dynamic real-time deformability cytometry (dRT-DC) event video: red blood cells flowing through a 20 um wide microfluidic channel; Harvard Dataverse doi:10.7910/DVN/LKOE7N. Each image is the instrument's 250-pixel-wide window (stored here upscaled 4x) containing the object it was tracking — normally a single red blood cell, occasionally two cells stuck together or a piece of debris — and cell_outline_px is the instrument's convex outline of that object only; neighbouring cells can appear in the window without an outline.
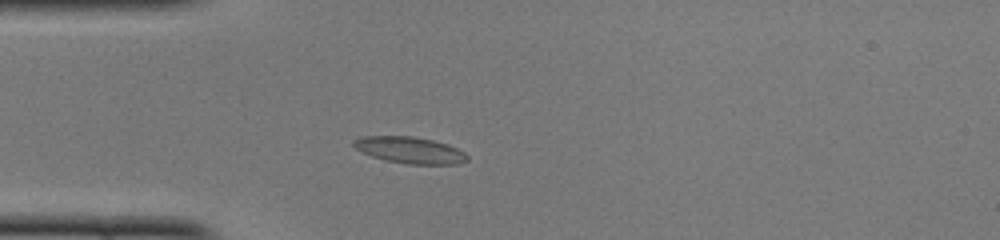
{"species": "common noctule bat (a hibernating species)", "species_latin": "Nyctalus noctula", "temperature_condition": "cold", "stored_images_in_passage": 45, "camera_frame_rate_fps": 3000, "um_per_image_px": 0.085, "animal": {"sex": "female", "body_mass_g": 22.0, "forearm_length_mm": 56.7}, "frame": {"image": 1, "passage_image": 9, "time_ms": 2.667, "image_size_px": [1000, 240], "cell_outline_px": [[468, 160], [456, 164], [408, 164], [388, 160], [372, 156], [356, 148], [352, 144], [352, 140], [364, 136], [412, 136], [432, 140], [448, 144], [464, 152], [468, 156]], "centroid_in_image_um": [34.85, 12.75], "position_along_channel_um": 50.2, "area_um2": 17.34}}
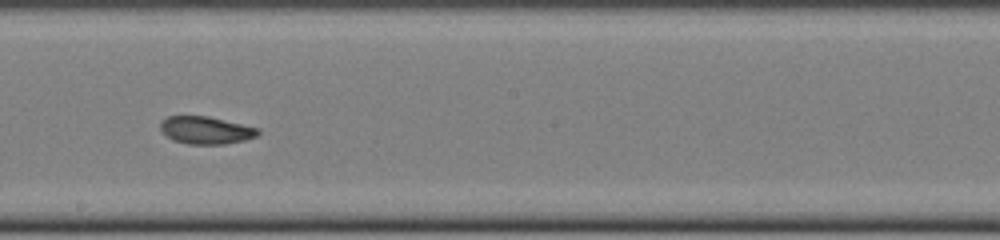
{"frame": {"image": 2, "passage_image": 23, "time_ms": 7.333, "image_size_px": [1000, 240], "cell_outline_px": [[260, 132], [256, 136], [244, 140], [224, 144], [188, 144], [172, 140], [160, 128], [160, 120], [168, 116], [208, 116], [260, 128]], "centroid_in_image_um": [17.5, 11.06], "position_along_channel_um": 230.7, "area_um2": 15.66}}
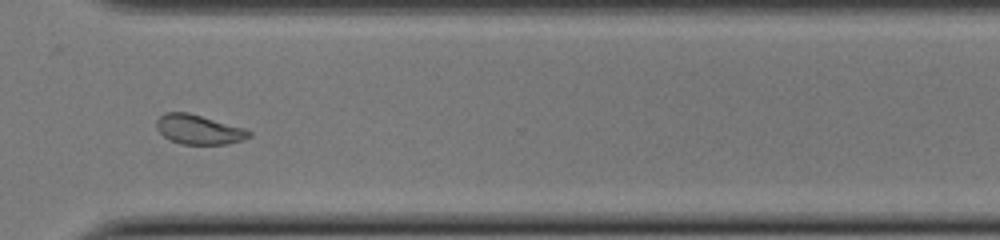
{"frame": {"image": 3, "passage_image": 32, "time_ms": 10.333, "image_size_px": [1000, 240], "cell_outline_px": [[252, 136], [244, 140], [228, 144], [180, 144], [164, 136], [156, 128], [156, 120], [164, 112], [188, 112], [244, 128], [252, 132]], "centroid_in_image_um": [16.91, 11.01], "position_along_channel_um": 353.7, "area_um2": 15.95}, "authors_computed_cell_mechanics": {"area_um2": 16.6464, "velocity_mm_per_s": 4.0776, "shape_relaxation_time_tau1_ms": 3.5612, "shape_relaxation_time_tau2_ms": 2.2995, "deformation_change_tau1": 0.1194, "deformation_change_tau2": 0.0485}}